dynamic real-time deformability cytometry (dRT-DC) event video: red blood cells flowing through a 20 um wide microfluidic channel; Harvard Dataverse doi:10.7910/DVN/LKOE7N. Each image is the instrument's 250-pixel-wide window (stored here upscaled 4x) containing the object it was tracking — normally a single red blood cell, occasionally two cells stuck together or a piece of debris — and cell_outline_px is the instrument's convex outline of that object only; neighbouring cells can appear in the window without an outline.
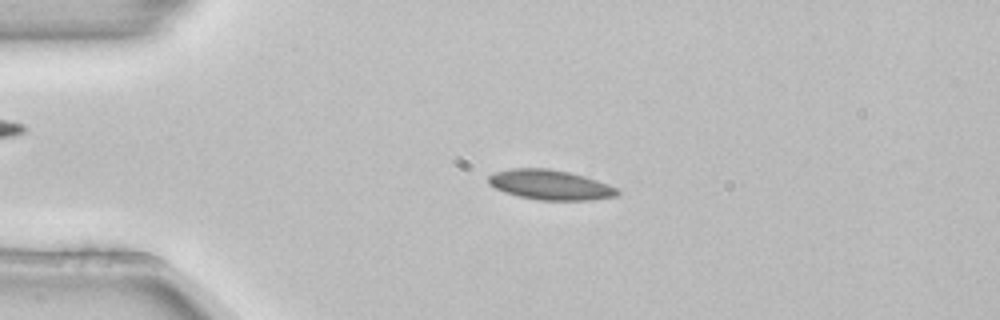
{"species": "common noctule bat (a hibernating species)", "species_latin": "Nyctalus noctula", "temperature_condition": "room temperature", "stored_images_in_passage": 3, "camera_frame_rate_fps": 3000, "um_per_image_px": 0.085, "animal": {"sex": "female", "body_mass_g": 22.7, "forearm_length_mm": 54.2}, "frame": {"image": 1, "passage_image": 2, "time_ms": 0.333, "image_size_px": [1000, 320], "cell_outline_px": [[620, 192], [616, 196], [588, 200], [540, 200], [520, 196], [504, 192], [488, 184], [488, 176], [496, 172], [512, 168], [548, 168], [568, 172], [584, 176], [608, 184], [616, 188]], "centroid_in_image_um": [46.75, 15.7], "position_along_channel_um": 38.2, "area_um2": 22.25}}